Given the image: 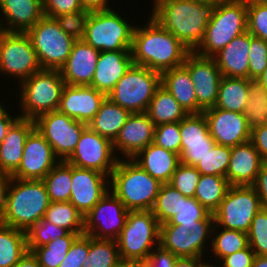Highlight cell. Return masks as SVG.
Listing matches in <instances>:
<instances>
[{
  "mask_svg": "<svg viewBox=\"0 0 267 267\" xmlns=\"http://www.w3.org/2000/svg\"><path fill=\"white\" fill-rule=\"evenodd\" d=\"M27 235L0 223V267H12L27 251Z\"/></svg>",
  "mask_w": 267,
  "mask_h": 267,
  "instance_id": "e575fe53",
  "label": "cell"
},
{
  "mask_svg": "<svg viewBox=\"0 0 267 267\" xmlns=\"http://www.w3.org/2000/svg\"><path fill=\"white\" fill-rule=\"evenodd\" d=\"M123 264L116 240L89 236V252L82 267H121Z\"/></svg>",
  "mask_w": 267,
  "mask_h": 267,
  "instance_id": "8d00e7d4",
  "label": "cell"
},
{
  "mask_svg": "<svg viewBox=\"0 0 267 267\" xmlns=\"http://www.w3.org/2000/svg\"><path fill=\"white\" fill-rule=\"evenodd\" d=\"M109 176L72 165L71 194L69 202L86 215L110 190Z\"/></svg>",
  "mask_w": 267,
  "mask_h": 267,
  "instance_id": "d6986e66",
  "label": "cell"
},
{
  "mask_svg": "<svg viewBox=\"0 0 267 267\" xmlns=\"http://www.w3.org/2000/svg\"><path fill=\"white\" fill-rule=\"evenodd\" d=\"M35 128V121L19 117L0 144V173L10 177L20 165L26 138Z\"/></svg>",
  "mask_w": 267,
  "mask_h": 267,
  "instance_id": "83f0119b",
  "label": "cell"
},
{
  "mask_svg": "<svg viewBox=\"0 0 267 267\" xmlns=\"http://www.w3.org/2000/svg\"><path fill=\"white\" fill-rule=\"evenodd\" d=\"M145 113L154 123V126L179 122L188 115L186 110L162 85L156 89Z\"/></svg>",
  "mask_w": 267,
  "mask_h": 267,
  "instance_id": "d6a6232c",
  "label": "cell"
},
{
  "mask_svg": "<svg viewBox=\"0 0 267 267\" xmlns=\"http://www.w3.org/2000/svg\"><path fill=\"white\" fill-rule=\"evenodd\" d=\"M201 174L195 166L180 163L173 173L170 184L186 197H194Z\"/></svg>",
  "mask_w": 267,
  "mask_h": 267,
  "instance_id": "7dc6e473",
  "label": "cell"
},
{
  "mask_svg": "<svg viewBox=\"0 0 267 267\" xmlns=\"http://www.w3.org/2000/svg\"><path fill=\"white\" fill-rule=\"evenodd\" d=\"M153 143L176 154L181 153L180 121L155 126Z\"/></svg>",
  "mask_w": 267,
  "mask_h": 267,
  "instance_id": "c3c4849f",
  "label": "cell"
},
{
  "mask_svg": "<svg viewBox=\"0 0 267 267\" xmlns=\"http://www.w3.org/2000/svg\"><path fill=\"white\" fill-rule=\"evenodd\" d=\"M248 78H231L222 76L215 108L244 113L249 96Z\"/></svg>",
  "mask_w": 267,
  "mask_h": 267,
  "instance_id": "836d02e7",
  "label": "cell"
},
{
  "mask_svg": "<svg viewBox=\"0 0 267 267\" xmlns=\"http://www.w3.org/2000/svg\"><path fill=\"white\" fill-rule=\"evenodd\" d=\"M20 116L16 114V117L10 115L9 111H7L6 106L0 103V144L3 139L7 135V132L11 125L19 118Z\"/></svg>",
  "mask_w": 267,
  "mask_h": 267,
  "instance_id": "94428289",
  "label": "cell"
},
{
  "mask_svg": "<svg viewBox=\"0 0 267 267\" xmlns=\"http://www.w3.org/2000/svg\"><path fill=\"white\" fill-rule=\"evenodd\" d=\"M252 187L260 197L262 206L267 207V162L262 164Z\"/></svg>",
  "mask_w": 267,
  "mask_h": 267,
  "instance_id": "91938a15",
  "label": "cell"
},
{
  "mask_svg": "<svg viewBox=\"0 0 267 267\" xmlns=\"http://www.w3.org/2000/svg\"><path fill=\"white\" fill-rule=\"evenodd\" d=\"M199 267H219V265L214 264L213 266V264L211 265V263L203 262Z\"/></svg>",
  "mask_w": 267,
  "mask_h": 267,
  "instance_id": "89a4df30",
  "label": "cell"
},
{
  "mask_svg": "<svg viewBox=\"0 0 267 267\" xmlns=\"http://www.w3.org/2000/svg\"><path fill=\"white\" fill-rule=\"evenodd\" d=\"M130 114L129 111L106 97L102 102L100 109L87 126L92 131L113 142Z\"/></svg>",
  "mask_w": 267,
  "mask_h": 267,
  "instance_id": "1f68e13d",
  "label": "cell"
},
{
  "mask_svg": "<svg viewBox=\"0 0 267 267\" xmlns=\"http://www.w3.org/2000/svg\"><path fill=\"white\" fill-rule=\"evenodd\" d=\"M180 162L196 166L215 145L203 113L188 114L180 120Z\"/></svg>",
  "mask_w": 267,
  "mask_h": 267,
  "instance_id": "44dd1931",
  "label": "cell"
},
{
  "mask_svg": "<svg viewBox=\"0 0 267 267\" xmlns=\"http://www.w3.org/2000/svg\"><path fill=\"white\" fill-rule=\"evenodd\" d=\"M4 33V30H3V27H2V25H1V23H0V37H1V35Z\"/></svg>",
  "mask_w": 267,
  "mask_h": 267,
  "instance_id": "753ad0ef",
  "label": "cell"
},
{
  "mask_svg": "<svg viewBox=\"0 0 267 267\" xmlns=\"http://www.w3.org/2000/svg\"><path fill=\"white\" fill-rule=\"evenodd\" d=\"M20 84L21 118L35 120L39 115L57 111L65 81L59 70L41 69Z\"/></svg>",
  "mask_w": 267,
  "mask_h": 267,
  "instance_id": "52a82bcc",
  "label": "cell"
},
{
  "mask_svg": "<svg viewBox=\"0 0 267 267\" xmlns=\"http://www.w3.org/2000/svg\"><path fill=\"white\" fill-rule=\"evenodd\" d=\"M231 155V147L215 144L195 166L201 175L226 177Z\"/></svg>",
  "mask_w": 267,
  "mask_h": 267,
  "instance_id": "ee69618b",
  "label": "cell"
},
{
  "mask_svg": "<svg viewBox=\"0 0 267 267\" xmlns=\"http://www.w3.org/2000/svg\"><path fill=\"white\" fill-rule=\"evenodd\" d=\"M10 190V177H3L0 180V219L3 217L7 207Z\"/></svg>",
  "mask_w": 267,
  "mask_h": 267,
  "instance_id": "6125c7cd",
  "label": "cell"
},
{
  "mask_svg": "<svg viewBox=\"0 0 267 267\" xmlns=\"http://www.w3.org/2000/svg\"><path fill=\"white\" fill-rule=\"evenodd\" d=\"M263 163L250 140L238 144L231 147L226 178L232 186H252Z\"/></svg>",
  "mask_w": 267,
  "mask_h": 267,
  "instance_id": "484cf974",
  "label": "cell"
},
{
  "mask_svg": "<svg viewBox=\"0 0 267 267\" xmlns=\"http://www.w3.org/2000/svg\"><path fill=\"white\" fill-rule=\"evenodd\" d=\"M177 258L159 245L151 252L148 260L141 263V267H173Z\"/></svg>",
  "mask_w": 267,
  "mask_h": 267,
  "instance_id": "6f0895ef",
  "label": "cell"
},
{
  "mask_svg": "<svg viewBox=\"0 0 267 267\" xmlns=\"http://www.w3.org/2000/svg\"><path fill=\"white\" fill-rule=\"evenodd\" d=\"M180 191L165 183L160 186L155 204L152 208L159 224L167 223L179 211L181 198H185Z\"/></svg>",
  "mask_w": 267,
  "mask_h": 267,
  "instance_id": "7bdbcfd3",
  "label": "cell"
},
{
  "mask_svg": "<svg viewBox=\"0 0 267 267\" xmlns=\"http://www.w3.org/2000/svg\"><path fill=\"white\" fill-rule=\"evenodd\" d=\"M252 1L267 6V0H252Z\"/></svg>",
  "mask_w": 267,
  "mask_h": 267,
  "instance_id": "8c879c8a",
  "label": "cell"
},
{
  "mask_svg": "<svg viewBox=\"0 0 267 267\" xmlns=\"http://www.w3.org/2000/svg\"><path fill=\"white\" fill-rule=\"evenodd\" d=\"M159 236L160 224L152 210L129 211L125 226L116 239L122 262H146L154 248L159 246Z\"/></svg>",
  "mask_w": 267,
  "mask_h": 267,
  "instance_id": "8992f818",
  "label": "cell"
},
{
  "mask_svg": "<svg viewBox=\"0 0 267 267\" xmlns=\"http://www.w3.org/2000/svg\"><path fill=\"white\" fill-rule=\"evenodd\" d=\"M217 226L214 224L211 233V245L210 252H213L214 257L217 260H221L223 257L231 255L237 251L243 250L249 246L248 234L238 230H229L223 228L217 231ZM217 234H216V231ZM214 233V234H213ZM215 235V236H214ZM214 236V237H213Z\"/></svg>",
  "mask_w": 267,
  "mask_h": 267,
  "instance_id": "f35d334b",
  "label": "cell"
},
{
  "mask_svg": "<svg viewBox=\"0 0 267 267\" xmlns=\"http://www.w3.org/2000/svg\"><path fill=\"white\" fill-rule=\"evenodd\" d=\"M12 267H41L37 257L32 251L27 250L26 253L20 258L17 264Z\"/></svg>",
  "mask_w": 267,
  "mask_h": 267,
  "instance_id": "e7e4bbea",
  "label": "cell"
},
{
  "mask_svg": "<svg viewBox=\"0 0 267 267\" xmlns=\"http://www.w3.org/2000/svg\"><path fill=\"white\" fill-rule=\"evenodd\" d=\"M160 85L161 73L132 64L107 97L131 114L144 113Z\"/></svg>",
  "mask_w": 267,
  "mask_h": 267,
  "instance_id": "9c48e42d",
  "label": "cell"
},
{
  "mask_svg": "<svg viewBox=\"0 0 267 267\" xmlns=\"http://www.w3.org/2000/svg\"><path fill=\"white\" fill-rule=\"evenodd\" d=\"M121 267H141V263L140 264H123Z\"/></svg>",
  "mask_w": 267,
  "mask_h": 267,
  "instance_id": "2644e50d",
  "label": "cell"
},
{
  "mask_svg": "<svg viewBox=\"0 0 267 267\" xmlns=\"http://www.w3.org/2000/svg\"><path fill=\"white\" fill-rule=\"evenodd\" d=\"M35 127L51 145L55 156L66 161L74 152L87 124L57 111L46 112L35 120Z\"/></svg>",
  "mask_w": 267,
  "mask_h": 267,
  "instance_id": "5bb4252c",
  "label": "cell"
},
{
  "mask_svg": "<svg viewBox=\"0 0 267 267\" xmlns=\"http://www.w3.org/2000/svg\"><path fill=\"white\" fill-rule=\"evenodd\" d=\"M133 64L130 50L102 51L89 86L108 95Z\"/></svg>",
  "mask_w": 267,
  "mask_h": 267,
  "instance_id": "4316f807",
  "label": "cell"
},
{
  "mask_svg": "<svg viewBox=\"0 0 267 267\" xmlns=\"http://www.w3.org/2000/svg\"><path fill=\"white\" fill-rule=\"evenodd\" d=\"M129 210L109 190L84 216V234L96 239L116 240L125 226Z\"/></svg>",
  "mask_w": 267,
  "mask_h": 267,
  "instance_id": "2e32d148",
  "label": "cell"
},
{
  "mask_svg": "<svg viewBox=\"0 0 267 267\" xmlns=\"http://www.w3.org/2000/svg\"><path fill=\"white\" fill-rule=\"evenodd\" d=\"M161 85L164 86L188 114H197V98L188 70L180 67L161 73Z\"/></svg>",
  "mask_w": 267,
  "mask_h": 267,
  "instance_id": "4dcf8cb0",
  "label": "cell"
},
{
  "mask_svg": "<svg viewBox=\"0 0 267 267\" xmlns=\"http://www.w3.org/2000/svg\"><path fill=\"white\" fill-rule=\"evenodd\" d=\"M250 141L261 155L263 162H267V124L252 128Z\"/></svg>",
  "mask_w": 267,
  "mask_h": 267,
  "instance_id": "680465c9",
  "label": "cell"
},
{
  "mask_svg": "<svg viewBox=\"0 0 267 267\" xmlns=\"http://www.w3.org/2000/svg\"><path fill=\"white\" fill-rule=\"evenodd\" d=\"M246 31L247 0L218 1L204 38L194 52L200 56L213 57Z\"/></svg>",
  "mask_w": 267,
  "mask_h": 267,
  "instance_id": "5b68a950",
  "label": "cell"
},
{
  "mask_svg": "<svg viewBox=\"0 0 267 267\" xmlns=\"http://www.w3.org/2000/svg\"><path fill=\"white\" fill-rule=\"evenodd\" d=\"M59 161L51 145L35 127L26 138L20 165L10 177L42 180Z\"/></svg>",
  "mask_w": 267,
  "mask_h": 267,
  "instance_id": "ac0fdd59",
  "label": "cell"
},
{
  "mask_svg": "<svg viewBox=\"0 0 267 267\" xmlns=\"http://www.w3.org/2000/svg\"><path fill=\"white\" fill-rule=\"evenodd\" d=\"M196 257L177 258L173 267H199L205 259Z\"/></svg>",
  "mask_w": 267,
  "mask_h": 267,
  "instance_id": "03108f58",
  "label": "cell"
},
{
  "mask_svg": "<svg viewBox=\"0 0 267 267\" xmlns=\"http://www.w3.org/2000/svg\"><path fill=\"white\" fill-rule=\"evenodd\" d=\"M267 91V66L263 73L255 80Z\"/></svg>",
  "mask_w": 267,
  "mask_h": 267,
  "instance_id": "a7ac6f4b",
  "label": "cell"
},
{
  "mask_svg": "<svg viewBox=\"0 0 267 267\" xmlns=\"http://www.w3.org/2000/svg\"><path fill=\"white\" fill-rule=\"evenodd\" d=\"M230 186L226 177L201 175L195 190L194 198L206 210L213 214L226 196Z\"/></svg>",
  "mask_w": 267,
  "mask_h": 267,
  "instance_id": "d590c367",
  "label": "cell"
},
{
  "mask_svg": "<svg viewBox=\"0 0 267 267\" xmlns=\"http://www.w3.org/2000/svg\"><path fill=\"white\" fill-rule=\"evenodd\" d=\"M89 15L90 11L83 9L79 12L62 14L55 19L65 33L75 40H83Z\"/></svg>",
  "mask_w": 267,
  "mask_h": 267,
  "instance_id": "816d5d0a",
  "label": "cell"
},
{
  "mask_svg": "<svg viewBox=\"0 0 267 267\" xmlns=\"http://www.w3.org/2000/svg\"><path fill=\"white\" fill-rule=\"evenodd\" d=\"M252 267H267V255H255Z\"/></svg>",
  "mask_w": 267,
  "mask_h": 267,
  "instance_id": "003e7915",
  "label": "cell"
},
{
  "mask_svg": "<svg viewBox=\"0 0 267 267\" xmlns=\"http://www.w3.org/2000/svg\"><path fill=\"white\" fill-rule=\"evenodd\" d=\"M106 97V94L89 85H65L58 111L88 124L96 115Z\"/></svg>",
  "mask_w": 267,
  "mask_h": 267,
  "instance_id": "7402d4cb",
  "label": "cell"
},
{
  "mask_svg": "<svg viewBox=\"0 0 267 267\" xmlns=\"http://www.w3.org/2000/svg\"><path fill=\"white\" fill-rule=\"evenodd\" d=\"M81 6L84 10H88L90 12L106 10L111 8L108 5L109 0H79Z\"/></svg>",
  "mask_w": 267,
  "mask_h": 267,
  "instance_id": "be15d7a7",
  "label": "cell"
},
{
  "mask_svg": "<svg viewBox=\"0 0 267 267\" xmlns=\"http://www.w3.org/2000/svg\"><path fill=\"white\" fill-rule=\"evenodd\" d=\"M146 23L134 29L130 49L133 64L159 73L182 66L191 51L151 16Z\"/></svg>",
  "mask_w": 267,
  "mask_h": 267,
  "instance_id": "7a4b0ae2",
  "label": "cell"
},
{
  "mask_svg": "<svg viewBox=\"0 0 267 267\" xmlns=\"http://www.w3.org/2000/svg\"><path fill=\"white\" fill-rule=\"evenodd\" d=\"M99 50L84 40H76L71 53L59 72L66 85H90L96 70Z\"/></svg>",
  "mask_w": 267,
  "mask_h": 267,
  "instance_id": "cb8c5ba5",
  "label": "cell"
},
{
  "mask_svg": "<svg viewBox=\"0 0 267 267\" xmlns=\"http://www.w3.org/2000/svg\"><path fill=\"white\" fill-rule=\"evenodd\" d=\"M44 219L70 233H84V215L67 202H50Z\"/></svg>",
  "mask_w": 267,
  "mask_h": 267,
  "instance_id": "ab89813d",
  "label": "cell"
},
{
  "mask_svg": "<svg viewBox=\"0 0 267 267\" xmlns=\"http://www.w3.org/2000/svg\"><path fill=\"white\" fill-rule=\"evenodd\" d=\"M89 252V235H79L58 267H82Z\"/></svg>",
  "mask_w": 267,
  "mask_h": 267,
  "instance_id": "db71d44e",
  "label": "cell"
},
{
  "mask_svg": "<svg viewBox=\"0 0 267 267\" xmlns=\"http://www.w3.org/2000/svg\"><path fill=\"white\" fill-rule=\"evenodd\" d=\"M109 180L110 190L129 211L152 210L162 185L132 159H118Z\"/></svg>",
  "mask_w": 267,
  "mask_h": 267,
  "instance_id": "3957f363",
  "label": "cell"
},
{
  "mask_svg": "<svg viewBox=\"0 0 267 267\" xmlns=\"http://www.w3.org/2000/svg\"><path fill=\"white\" fill-rule=\"evenodd\" d=\"M72 165L59 161L42 179L50 202H67L71 194Z\"/></svg>",
  "mask_w": 267,
  "mask_h": 267,
  "instance_id": "74e56055",
  "label": "cell"
},
{
  "mask_svg": "<svg viewBox=\"0 0 267 267\" xmlns=\"http://www.w3.org/2000/svg\"><path fill=\"white\" fill-rule=\"evenodd\" d=\"M247 31L267 42V6L247 0Z\"/></svg>",
  "mask_w": 267,
  "mask_h": 267,
  "instance_id": "f907efd6",
  "label": "cell"
},
{
  "mask_svg": "<svg viewBox=\"0 0 267 267\" xmlns=\"http://www.w3.org/2000/svg\"><path fill=\"white\" fill-rule=\"evenodd\" d=\"M4 176L0 173V180L3 178Z\"/></svg>",
  "mask_w": 267,
  "mask_h": 267,
  "instance_id": "34e18365",
  "label": "cell"
},
{
  "mask_svg": "<svg viewBox=\"0 0 267 267\" xmlns=\"http://www.w3.org/2000/svg\"><path fill=\"white\" fill-rule=\"evenodd\" d=\"M202 113L215 144L234 147L250 140L251 128L243 113L215 107L206 109Z\"/></svg>",
  "mask_w": 267,
  "mask_h": 267,
  "instance_id": "ffe728a7",
  "label": "cell"
},
{
  "mask_svg": "<svg viewBox=\"0 0 267 267\" xmlns=\"http://www.w3.org/2000/svg\"><path fill=\"white\" fill-rule=\"evenodd\" d=\"M153 3L150 16L194 51L204 38L218 1L154 0Z\"/></svg>",
  "mask_w": 267,
  "mask_h": 267,
  "instance_id": "6da1fadb",
  "label": "cell"
},
{
  "mask_svg": "<svg viewBox=\"0 0 267 267\" xmlns=\"http://www.w3.org/2000/svg\"><path fill=\"white\" fill-rule=\"evenodd\" d=\"M188 70L197 98V114L215 106L222 74L213 57L191 51L183 64Z\"/></svg>",
  "mask_w": 267,
  "mask_h": 267,
  "instance_id": "e0dca14e",
  "label": "cell"
},
{
  "mask_svg": "<svg viewBox=\"0 0 267 267\" xmlns=\"http://www.w3.org/2000/svg\"><path fill=\"white\" fill-rule=\"evenodd\" d=\"M42 68L26 33L4 32L0 37V73L26 80Z\"/></svg>",
  "mask_w": 267,
  "mask_h": 267,
  "instance_id": "4fadbf2b",
  "label": "cell"
},
{
  "mask_svg": "<svg viewBox=\"0 0 267 267\" xmlns=\"http://www.w3.org/2000/svg\"><path fill=\"white\" fill-rule=\"evenodd\" d=\"M128 22L112 8L90 12L83 40L100 52L130 50L136 25Z\"/></svg>",
  "mask_w": 267,
  "mask_h": 267,
  "instance_id": "ba28073f",
  "label": "cell"
},
{
  "mask_svg": "<svg viewBox=\"0 0 267 267\" xmlns=\"http://www.w3.org/2000/svg\"><path fill=\"white\" fill-rule=\"evenodd\" d=\"M42 69L60 70L76 41L56 19L43 16L27 33Z\"/></svg>",
  "mask_w": 267,
  "mask_h": 267,
  "instance_id": "8fae6325",
  "label": "cell"
},
{
  "mask_svg": "<svg viewBox=\"0 0 267 267\" xmlns=\"http://www.w3.org/2000/svg\"><path fill=\"white\" fill-rule=\"evenodd\" d=\"M247 234L249 246L255 255H267V207L256 213Z\"/></svg>",
  "mask_w": 267,
  "mask_h": 267,
  "instance_id": "bcb514c9",
  "label": "cell"
},
{
  "mask_svg": "<svg viewBox=\"0 0 267 267\" xmlns=\"http://www.w3.org/2000/svg\"><path fill=\"white\" fill-rule=\"evenodd\" d=\"M263 208L252 186H230L218 209L213 213L214 224L220 229L249 232L256 213Z\"/></svg>",
  "mask_w": 267,
  "mask_h": 267,
  "instance_id": "7c38bea8",
  "label": "cell"
},
{
  "mask_svg": "<svg viewBox=\"0 0 267 267\" xmlns=\"http://www.w3.org/2000/svg\"><path fill=\"white\" fill-rule=\"evenodd\" d=\"M49 203L42 180L10 177L8 207L0 223L26 232L44 218Z\"/></svg>",
  "mask_w": 267,
  "mask_h": 267,
  "instance_id": "277c9868",
  "label": "cell"
},
{
  "mask_svg": "<svg viewBox=\"0 0 267 267\" xmlns=\"http://www.w3.org/2000/svg\"><path fill=\"white\" fill-rule=\"evenodd\" d=\"M244 116L250 128L267 124V91L255 80L249 82Z\"/></svg>",
  "mask_w": 267,
  "mask_h": 267,
  "instance_id": "b9f144b4",
  "label": "cell"
},
{
  "mask_svg": "<svg viewBox=\"0 0 267 267\" xmlns=\"http://www.w3.org/2000/svg\"><path fill=\"white\" fill-rule=\"evenodd\" d=\"M214 216L210 213L204 220L180 225L161 224L159 245L176 257L205 258L206 244L211 239ZM206 248V249H205Z\"/></svg>",
  "mask_w": 267,
  "mask_h": 267,
  "instance_id": "30bf717a",
  "label": "cell"
},
{
  "mask_svg": "<svg viewBox=\"0 0 267 267\" xmlns=\"http://www.w3.org/2000/svg\"><path fill=\"white\" fill-rule=\"evenodd\" d=\"M44 16L56 17L83 10L79 0H42Z\"/></svg>",
  "mask_w": 267,
  "mask_h": 267,
  "instance_id": "11a10c76",
  "label": "cell"
},
{
  "mask_svg": "<svg viewBox=\"0 0 267 267\" xmlns=\"http://www.w3.org/2000/svg\"><path fill=\"white\" fill-rule=\"evenodd\" d=\"M210 212L206 210L194 197L181 198L179 211L165 224L180 225L204 220Z\"/></svg>",
  "mask_w": 267,
  "mask_h": 267,
  "instance_id": "681fc988",
  "label": "cell"
},
{
  "mask_svg": "<svg viewBox=\"0 0 267 267\" xmlns=\"http://www.w3.org/2000/svg\"><path fill=\"white\" fill-rule=\"evenodd\" d=\"M143 170L160 183H169L180 162L179 154L149 144L132 158Z\"/></svg>",
  "mask_w": 267,
  "mask_h": 267,
  "instance_id": "f546056e",
  "label": "cell"
},
{
  "mask_svg": "<svg viewBox=\"0 0 267 267\" xmlns=\"http://www.w3.org/2000/svg\"><path fill=\"white\" fill-rule=\"evenodd\" d=\"M250 43L251 34L246 31L213 56L222 76L249 79Z\"/></svg>",
  "mask_w": 267,
  "mask_h": 267,
  "instance_id": "f1b7e54d",
  "label": "cell"
},
{
  "mask_svg": "<svg viewBox=\"0 0 267 267\" xmlns=\"http://www.w3.org/2000/svg\"><path fill=\"white\" fill-rule=\"evenodd\" d=\"M67 233L66 229L58 227L43 218L26 231L27 247L44 246L50 241L65 236Z\"/></svg>",
  "mask_w": 267,
  "mask_h": 267,
  "instance_id": "f6af8a7d",
  "label": "cell"
},
{
  "mask_svg": "<svg viewBox=\"0 0 267 267\" xmlns=\"http://www.w3.org/2000/svg\"><path fill=\"white\" fill-rule=\"evenodd\" d=\"M0 10V23L8 33H27L44 16L42 0H0Z\"/></svg>",
  "mask_w": 267,
  "mask_h": 267,
  "instance_id": "d4e9b609",
  "label": "cell"
},
{
  "mask_svg": "<svg viewBox=\"0 0 267 267\" xmlns=\"http://www.w3.org/2000/svg\"><path fill=\"white\" fill-rule=\"evenodd\" d=\"M84 233H70L59 237L54 241H50L44 246L27 247L29 251L37 257L41 267H58L63 259L67 256L74 240Z\"/></svg>",
  "mask_w": 267,
  "mask_h": 267,
  "instance_id": "60d3db41",
  "label": "cell"
},
{
  "mask_svg": "<svg viewBox=\"0 0 267 267\" xmlns=\"http://www.w3.org/2000/svg\"><path fill=\"white\" fill-rule=\"evenodd\" d=\"M118 159L120 157L114 152L113 142L87 126L66 162L76 167L99 171L110 177Z\"/></svg>",
  "mask_w": 267,
  "mask_h": 267,
  "instance_id": "9a60e30c",
  "label": "cell"
},
{
  "mask_svg": "<svg viewBox=\"0 0 267 267\" xmlns=\"http://www.w3.org/2000/svg\"><path fill=\"white\" fill-rule=\"evenodd\" d=\"M154 128V123L145 112L130 114L113 141L114 152H121L123 159H132L153 143Z\"/></svg>",
  "mask_w": 267,
  "mask_h": 267,
  "instance_id": "603a6c76",
  "label": "cell"
},
{
  "mask_svg": "<svg viewBox=\"0 0 267 267\" xmlns=\"http://www.w3.org/2000/svg\"><path fill=\"white\" fill-rule=\"evenodd\" d=\"M267 66V42L251 35L249 79L256 80Z\"/></svg>",
  "mask_w": 267,
  "mask_h": 267,
  "instance_id": "f5cc1de1",
  "label": "cell"
},
{
  "mask_svg": "<svg viewBox=\"0 0 267 267\" xmlns=\"http://www.w3.org/2000/svg\"><path fill=\"white\" fill-rule=\"evenodd\" d=\"M255 257L254 251L248 246L247 248L232 253L220 260L221 267H252ZM223 262V263H221ZM220 267V266H219Z\"/></svg>",
  "mask_w": 267,
  "mask_h": 267,
  "instance_id": "9f6ffc18",
  "label": "cell"
}]
</instances>
